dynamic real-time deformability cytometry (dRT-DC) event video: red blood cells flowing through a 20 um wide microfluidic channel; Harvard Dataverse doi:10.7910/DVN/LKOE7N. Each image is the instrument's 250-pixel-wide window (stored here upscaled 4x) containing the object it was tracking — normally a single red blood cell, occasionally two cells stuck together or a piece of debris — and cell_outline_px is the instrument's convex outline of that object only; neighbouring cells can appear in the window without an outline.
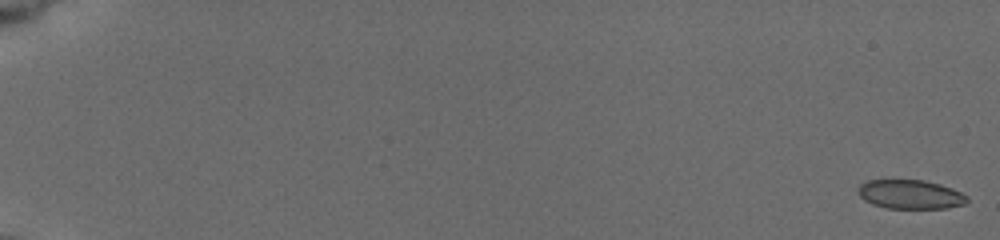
{"species": "common noctule bat (a hibernating species)", "species_latin": "Nyctalus noctula", "temperature_condition": "cold", "stored_images_in_passage": 13, "camera_frame_rate_fps": 3000, "um_per_image_px": 0.085, "animal": {"sex": "female", "body_mass_g": 19.5, "forearm_length_mm": 54.1}, "frame": {"image": 1, "passage_image": 1, "time_ms": 0.0, "image_size_px": [1000, 240], "cell_outline_px": [[968, 200], [964, 204], [948, 208], [888, 208], [872, 204], [864, 200], [860, 196], [860, 184], [868, 180], [924, 180], [940, 184], [952, 188], [968, 196]], "centroid_in_image_um": [77.41, 16.52], "position_along_channel_um": 7.6, "area_um2": 18.32}}
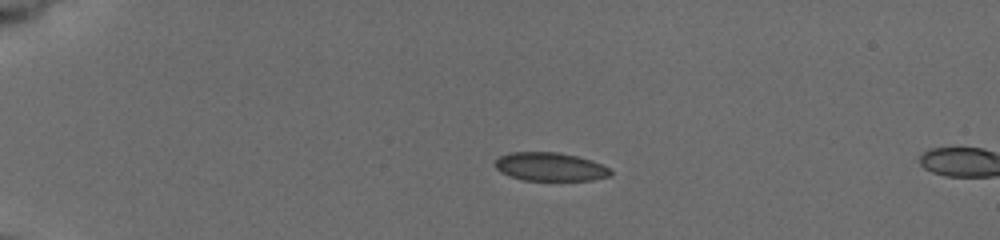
{"frame": {"image": 2, "passage_image": 9, "time_ms": 4.667, "image_size_px": [1000, 240], "cell_outline_px": [[612, 172], [608, 176], [592, 180], [524, 180], [508, 176], [500, 172], [492, 164], [500, 156], [512, 152], [556, 152], [576, 156], [592, 160], [608, 168]], "centroid_in_image_um": [46.71, 14.17], "position_along_channel_um": 38.3, "area_um2": 19.07}}